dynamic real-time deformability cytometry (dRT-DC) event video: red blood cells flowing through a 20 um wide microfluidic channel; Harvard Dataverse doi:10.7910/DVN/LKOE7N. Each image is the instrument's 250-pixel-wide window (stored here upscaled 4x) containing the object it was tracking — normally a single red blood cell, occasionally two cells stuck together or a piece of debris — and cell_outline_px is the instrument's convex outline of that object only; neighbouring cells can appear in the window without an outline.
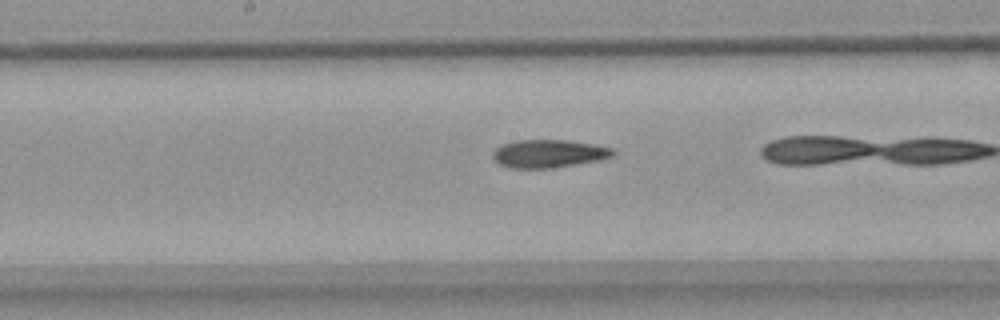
{"species": "common noctule bat (a hibernating species)", "species_latin": "Nyctalus noctula", "temperature_condition": "warm", "stored_images_in_passage": 31, "camera_frame_rate_fps": 3000, "um_per_image_px": 0.085, "animal": {"sex": "female", "body_mass_g": 18.4}, "frame": {"image": 1, "passage_image": 17, "time_ms": 5.333, "image_size_px": [1000, 320], "cell_outline_px": [[616, 152], [612, 156], [596, 160], [548, 168], [512, 168], [500, 164], [492, 156], [492, 152], [500, 144], [516, 140], [568, 140], [592, 144], [612, 148]], "centroid_in_image_um": [46.58, 13.04], "position_along_channel_um": 201.6, "area_um2": 19.31}}
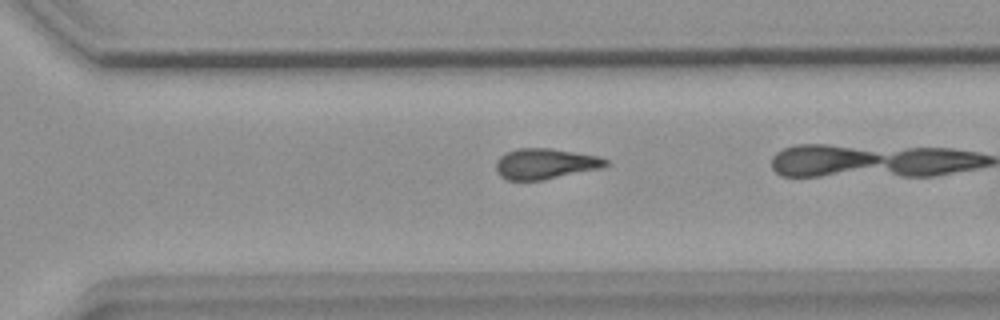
{"frame": {"image": 2, "passage_image": 27, "time_ms": 8.667, "image_size_px": [1000, 320], "cell_outline_px": [[608, 164], [600, 168], [544, 180], [508, 180], [500, 176], [496, 172], [496, 160], [500, 156], [516, 148], [552, 148], [600, 156], [608, 160]], "centroid_in_image_um": [46.33, 13.91], "position_along_channel_um": 324.3, "area_um2": 19.65}}
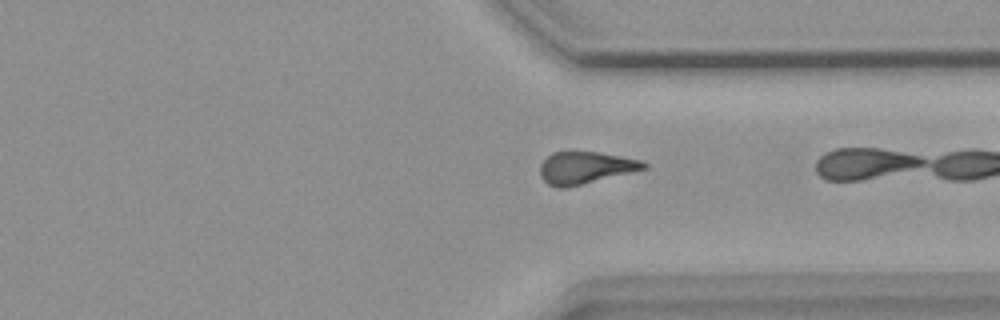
{"frame": {"image": 3, "passage_image": 30, "time_ms": 9.667, "image_size_px": [1000, 320], "cell_outline_px": [[648, 168], [632, 172], [564, 188], [556, 188], [548, 184], [540, 176], [540, 164], [552, 152], [572, 148], [600, 152], [640, 160], [648, 164]], "centroid_in_image_um": [49.71, 14.2], "position_along_channel_um": 361.7, "area_um2": 19.94}}